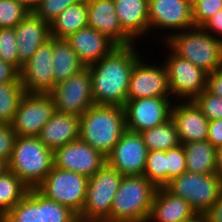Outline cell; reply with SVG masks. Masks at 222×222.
Masks as SVG:
<instances>
[{
	"mask_svg": "<svg viewBox=\"0 0 222 222\" xmlns=\"http://www.w3.org/2000/svg\"><path fill=\"white\" fill-rule=\"evenodd\" d=\"M138 43L117 46L100 61L87 66L91 73L94 104L124 107L127 101L131 72L142 56Z\"/></svg>",
	"mask_w": 222,
	"mask_h": 222,
	"instance_id": "obj_1",
	"label": "cell"
},
{
	"mask_svg": "<svg viewBox=\"0 0 222 222\" xmlns=\"http://www.w3.org/2000/svg\"><path fill=\"white\" fill-rule=\"evenodd\" d=\"M125 131L124 107L94 104L80 116L79 138L105 157Z\"/></svg>",
	"mask_w": 222,
	"mask_h": 222,
	"instance_id": "obj_2",
	"label": "cell"
},
{
	"mask_svg": "<svg viewBox=\"0 0 222 222\" xmlns=\"http://www.w3.org/2000/svg\"><path fill=\"white\" fill-rule=\"evenodd\" d=\"M156 190L144 175L123 176L105 222H147Z\"/></svg>",
	"mask_w": 222,
	"mask_h": 222,
	"instance_id": "obj_3",
	"label": "cell"
},
{
	"mask_svg": "<svg viewBox=\"0 0 222 222\" xmlns=\"http://www.w3.org/2000/svg\"><path fill=\"white\" fill-rule=\"evenodd\" d=\"M53 167V151L38 137L17 136L8 170L30 189H36Z\"/></svg>",
	"mask_w": 222,
	"mask_h": 222,
	"instance_id": "obj_4",
	"label": "cell"
},
{
	"mask_svg": "<svg viewBox=\"0 0 222 222\" xmlns=\"http://www.w3.org/2000/svg\"><path fill=\"white\" fill-rule=\"evenodd\" d=\"M176 55L189 60L207 73L222 66V41L202 27L194 26L173 34L164 42Z\"/></svg>",
	"mask_w": 222,
	"mask_h": 222,
	"instance_id": "obj_5",
	"label": "cell"
},
{
	"mask_svg": "<svg viewBox=\"0 0 222 222\" xmlns=\"http://www.w3.org/2000/svg\"><path fill=\"white\" fill-rule=\"evenodd\" d=\"M165 188L186 200L198 214H205L218 200L222 190V178L214 174H198L185 171L173 178Z\"/></svg>",
	"mask_w": 222,
	"mask_h": 222,
	"instance_id": "obj_6",
	"label": "cell"
},
{
	"mask_svg": "<svg viewBox=\"0 0 222 222\" xmlns=\"http://www.w3.org/2000/svg\"><path fill=\"white\" fill-rule=\"evenodd\" d=\"M87 185L86 176L53 166L36 189L46 198L68 207L79 216L85 203Z\"/></svg>",
	"mask_w": 222,
	"mask_h": 222,
	"instance_id": "obj_7",
	"label": "cell"
},
{
	"mask_svg": "<svg viewBox=\"0 0 222 222\" xmlns=\"http://www.w3.org/2000/svg\"><path fill=\"white\" fill-rule=\"evenodd\" d=\"M123 175L107 163L88 178L86 199L79 218L105 221L111 213L113 199Z\"/></svg>",
	"mask_w": 222,
	"mask_h": 222,
	"instance_id": "obj_8",
	"label": "cell"
},
{
	"mask_svg": "<svg viewBox=\"0 0 222 222\" xmlns=\"http://www.w3.org/2000/svg\"><path fill=\"white\" fill-rule=\"evenodd\" d=\"M166 56L163 64L167 71L168 84L174 101L194 100L206 89L207 72L189 60L176 55L165 43ZM169 53V54H168Z\"/></svg>",
	"mask_w": 222,
	"mask_h": 222,
	"instance_id": "obj_9",
	"label": "cell"
},
{
	"mask_svg": "<svg viewBox=\"0 0 222 222\" xmlns=\"http://www.w3.org/2000/svg\"><path fill=\"white\" fill-rule=\"evenodd\" d=\"M150 32L158 29L162 35L161 43L173 34L194 27L192 19V0H148ZM165 30V31H164Z\"/></svg>",
	"mask_w": 222,
	"mask_h": 222,
	"instance_id": "obj_10",
	"label": "cell"
},
{
	"mask_svg": "<svg viewBox=\"0 0 222 222\" xmlns=\"http://www.w3.org/2000/svg\"><path fill=\"white\" fill-rule=\"evenodd\" d=\"M49 94L54 101L55 110L80 117L94 105L89 68L85 67L79 73L57 83Z\"/></svg>",
	"mask_w": 222,
	"mask_h": 222,
	"instance_id": "obj_11",
	"label": "cell"
},
{
	"mask_svg": "<svg viewBox=\"0 0 222 222\" xmlns=\"http://www.w3.org/2000/svg\"><path fill=\"white\" fill-rule=\"evenodd\" d=\"M50 94L25 93L11 123L17 136L38 137L55 112Z\"/></svg>",
	"mask_w": 222,
	"mask_h": 222,
	"instance_id": "obj_12",
	"label": "cell"
},
{
	"mask_svg": "<svg viewBox=\"0 0 222 222\" xmlns=\"http://www.w3.org/2000/svg\"><path fill=\"white\" fill-rule=\"evenodd\" d=\"M172 97H146L127 100L124 106L126 130L140 133L171 118Z\"/></svg>",
	"mask_w": 222,
	"mask_h": 222,
	"instance_id": "obj_13",
	"label": "cell"
},
{
	"mask_svg": "<svg viewBox=\"0 0 222 222\" xmlns=\"http://www.w3.org/2000/svg\"><path fill=\"white\" fill-rule=\"evenodd\" d=\"M142 54L143 56L136 61L131 72L127 100L172 97L164 64L152 63L151 60L150 63L145 59L144 53Z\"/></svg>",
	"mask_w": 222,
	"mask_h": 222,
	"instance_id": "obj_14",
	"label": "cell"
},
{
	"mask_svg": "<svg viewBox=\"0 0 222 222\" xmlns=\"http://www.w3.org/2000/svg\"><path fill=\"white\" fill-rule=\"evenodd\" d=\"M53 37L45 41L23 64L19 77L26 93L49 94L56 83L53 75Z\"/></svg>",
	"mask_w": 222,
	"mask_h": 222,
	"instance_id": "obj_15",
	"label": "cell"
},
{
	"mask_svg": "<svg viewBox=\"0 0 222 222\" xmlns=\"http://www.w3.org/2000/svg\"><path fill=\"white\" fill-rule=\"evenodd\" d=\"M107 163L106 157L85 141L76 139L53 151V166L92 177Z\"/></svg>",
	"mask_w": 222,
	"mask_h": 222,
	"instance_id": "obj_16",
	"label": "cell"
},
{
	"mask_svg": "<svg viewBox=\"0 0 222 222\" xmlns=\"http://www.w3.org/2000/svg\"><path fill=\"white\" fill-rule=\"evenodd\" d=\"M147 155L142 135L126 130L106 159L107 164L123 176L143 175Z\"/></svg>",
	"mask_w": 222,
	"mask_h": 222,
	"instance_id": "obj_17",
	"label": "cell"
},
{
	"mask_svg": "<svg viewBox=\"0 0 222 222\" xmlns=\"http://www.w3.org/2000/svg\"><path fill=\"white\" fill-rule=\"evenodd\" d=\"M88 27L107 36L117 46L136 42L122 29L113 0H87Z\"/></svg>",
	"mask_w": 222,
	"mask_h": 222,
	"instance_id": "obj_18",
	"label": "cell"
},
{
	"mask_svg": "<svg viewBox=\"0 0 222 222\" xmlns=\"http://www.w3.org/2000/svg\"><path fill=\"white\" fill-rule=\"evenodd\" d=\"M171 118L182 145L207 140L209 120L193 100L174 101Z\"/></svg>",
	"mask_w": 222,
	"mask_h": 222,
	"instance_id": "obj_19",
	"label": "cell"
},
{
	"mask_svg": "<svg viewBox=\"0 0 222 222\" xmlns=\"http://www.w3.org/2000/svg\"><path fill=\"white\" fill-rule=\"evenodd\" d=\"M66 41L86 67L100 61L117 47L107 36L88 26L69 35Z\"/></svg>",
	"mask_w": 222,
	"mask_h": 222,
	"instance_id": "obj_20",
	"label": "cell"
},
{
	"mask_svg": "<svg viewBox=\"0 0 222 222\" xmlns=\"http://www.w3.org/2000/svg\"><path fill=\"white\" fill-rule=\"evenodd\" d=\"M19 55V72L35 51L50 38V27L34 12H30L14 28Z\"/></svg>",
	"mask_w": 222,
	"mask_h": 222,
	"instance_id": "obj_21",
	"label": "cell"
},
{
	"mask_svg": "<svg viewBox=\"0 0 222 222\" xmlns=\"http://www.w3.org/2000/svg\"><path fill=\"white\" fill-rule=\"evenodd\" d=\"M79 136L80 117L56 110L50 120L43 126L38 138L46 147L54 151L79 139Z\"/></svg>",
	"mask_w": 222,
	"mask_h": 222,
	"instance_id": "obj_22",
	"label": "cell"
},
{
	"mask_svg": "<svg viewBox=\"0 0 222 222\" xmlns=\"http://www.w3.org/2000/svg\"><path fill=\"white\" fill-rule=\"evenodd\" d=\"M122 29L140 45L150 34L148 0H113ZM149 33V34H148Z\"/></svg>",
	"mask_w": 222,
	"mask_h": 222,
	"instance_id": "obj_23",
	"label": "cell"
},
{
	"mask_svg": "<svg viewBox=\"0 0 222 222\" xmlns=\"http://www.w3.org/2000/svg\"><path fill=\"white\" fill-rule=\"evenodd\" d=\"M195 214L186 200L173 195L165 187H159L147 222H186Z\"/></svg>",
	"mask_w": 222,
	"mask_h": 222,
	"instance_id": "obj_24",
	"label": "cell"
},
{
	"mask_svg": "<svg viewBox=\"0 0 222 222\" xmlns=\"http://www.w3.org/2000/svg\"><path fill=\"white\" fill-rule=\"evenodd\" d=\"M87 0L67 7L50 24V37L66 39L81 28L88 26Z\"/></svg>",
	"mask_w": 222,
	"mask_h": 222,
	"instance_id": "obj_25",
	"label": "cell"
},
{
	"mask_svg": "<svg viewBox=\"0 0 222 222\" xmlns=\"http://www.w3.org/2000/svg\"><path fill=\"white\" fill-rule=\"evenodd\" d=\"M52 63L56 84L79 73L86 67L66 39L53 38Z\"/></svg>",
	"mask_w": 222,
	"mask_h": 222,
	"instance_id": "obj_26",
	"label": "cell"
},
{
	"mask_svg": "<svg viewBox=\"0 0 222 222\" xmlns=\"http://www.w3.org/2000/svg\"><path fill=\"white\" fill-rule=\"evenodd\" d=\"M183 147L188 172L216 173V148L208 140L186 143Z\"/></svg>",
	"mask_w": 222,
	"mask_h": 222,
	"instance_id": "obj_27",
	"label": "cell"
},
{
	"mask_svg": "<svg viewBox=\"0 0 222 222\" xmlns=\"http://www.w3.org/2000/svg\"><path fill=\"white\" fill-rule=\"evenodd\" d=\"M140 134L142 135L144 144L146 145L148 151H167L181 144L175 122L172 118L163 124L142 131Z\"/></svg>",
	"mask_w": 222,
	"mask_h": 222,
	"instance_id": "obj_28",
	"label": "cell"
},
{
	"mask_svg": "<svg viewBox=\"0 0 222 222\" xmlns=\"http://www.w3.org/2000/svg\"><path fill=\"white\" fill-rule=\"evenodd\" d=\"M29 189L10 170L0 176V219L27 195Z\"/></svg>",
	"mask_w": 222,
	"mask_h": 222,
	"instance_id": "obj_29",
	"label": "cell"
},
{
	"mask_svg": "<svg viewBox=\"0 0 222 222\" xmlns=\"http://www.w3.org/2000/svg\"><path fill=\"white\" fill-rule=\"evenodd\" d=\"M1 222H41L40 192L29 189L27 195L18 202L2 219Z\"/></svg>",
	"mask_w": 222,
	"mask_h": 222,
	"instance_id": "obj_30",
	"label": "cell"
},
{
	"mask_svg": "<svg viewBox=\"0 0 222 222\" xmlns=\"http://www.w3.org/2000/svg\"><path fill=\"white\" fill-rule=\"evenodd\" d=\"M26 92L21 82L0 84V124H11Z\"/></svg>",
	"mask_w": 222,
	"mask_h": 222,
	"instance_id": "obj_31",
	"label": "cell"
},
{
	"mask_svg": "<svg viewBox=\"0 0 222 222\" xmlns=\"http://www.w3.org/2000/svg\"><path fill=\"white\" fill-rule=\"evenodd\" d=\"M143 175L157 188L167 185V151H148Z\"/></svg>",
	"mask_w": 222,
	"mask_h": 222,
	"instance_id": "obj_32",
	"label": "cell"
},
{
	"mask_svg": "<svg viewBox=\"0 0 222 222\" xmlns=\"http://www.w3.org/2000/svg\"><path fill=\"white\" fill-rule=\"evenodd\" d=\"M78 216L68 207L46 198L40 193L41 222H74Z\"/></svg>",
	"mask_w": 222,
	"mask_h": 222,
	"instance_id": "obj_33",
	"label": "cell"
},
{
	"mask_svg": "<svg viewBox=\"0 0 222 222\" xmlns=\"http://www.w3.org/2000/svg\"><path fill=\"white\" fill-rule=\"evenodd\" d=\"M29 13L17 0H0V28H15Z\"/></svg>",
	"mask_w": 222,
	"mask_h": 222,
	"instance_id": "obj_34",
	"label": "cell"
},
{
	"mask_svg": "<svg viewBox=\"0 0 222 222\" xmlns=\"http://www.w3.org/2000/svg\"><path fill=\"white\" fill-rule=\"evenodd\" d=\"M14 28H0V59L19 72V55Z\"/></svg>",
	"mask_w": 222,
	"mask_h": 222,
	"instance_id": "obj_35",
	"label": "cell"
},
{
	"mask_svg": "<svg viewBox=\"0 0 222 222\" xmlns=\"http://www.w3.org/2000/svg\"><path fill=\"white\" fill-rule=\"evenodd\" d=\"M221 9L222 0H192V19L194 25L202 27Z\"/></svg>",
	"mask_w": 222,
	"mask_h": 222,
	"instance_id": "obj_36",
	"label": "cell"
},
{
	"mask_svg": "<svg viewBox=\"0 0 222 222\" xmlns=\"http://www.w3.org/2000/svg\"><path fill=\"white\" fill-rule=\"evenodd\" d=\"M193 101L209 121L222 119L221 97L215 96L205 89Z\"/></svg>",
	"mask_w": 222,
	"mask_h": 222,
	"instance_id": "obj_37",
	"label": "cell"
},
{
	"mask_svg": "<svg viewBox=\"0 0 222 222\" xmlns=\"http://www.w3.org/2000/svg\"><path fill=\"white\" fill-rule=\"evenodd\" d=\"M81 0H40L38 7L33 11L44 22L50 24L67 7Z\"/></svg>",
	"mask_w": 222,
	"mask_h": 222,
	"instance_id": "obj_38",
	"label": "cell"
},
{
	"mask_svg": "<svg viewBox=\"0 0 222 222\" xmlns=\"http://www.w3.org/2000/svg\"><path fill=\"white\" fill-rule=\"evenodd\" d=\"M186 169L185 150L182 144L167 150V184L175 177H178Z\"/></svg>",
	"mask_w": 222,
	"mask_h": 222,
	"instance_id": "obj_39",
	"label": "cell"
},
{
	"mask_svg": "<svg viewBox=\"0 0 222 222\" xmlns=\"http://www.w3.org/2000/svg\"><path fill=\"white\" fill-rule=\"evenodd\" d=\"M16 137L11 124H0V159L9 162Z\"/></svg>",
	"mask_w": 222,
	"mask_h": 222,
	"instance_id": "obj_40",
	"label": "cell"
},
{
	"mask_svg": "<svg viewBox=\"0 0 222 222\" xmlns=\"http://www.w3.org/2000/svg\"><path fill=\"white\" fill-rule=\"evenodd\" d=\"M206 90L222 98V66L207 74Z\"/></svg>",
	"mask_w": 222,
	"mask_h": 222,
	"instance_id": "obj_41",
	"label": "cell"
},
{
	"mask_svg": "<svg viewBox=\"0 0 222 222\" xmlns=\"http://www.w3.org/2000/svg\"><path fill=\"white\" fill-rule=\"evenodd\" d=\"M202 28L213 37L222 41V9L215 13Z\"/></svg>",
	"mask_w": 222,
	"mask_h": 222,
	"instance_id": "obj_42",
	"label": "cell"
},
{
	"mask_svg": "<svg viewBox=\"0 0 222 222\" xmlns=\"http://www.w3.org/2000/svg\"><path fill=\"white\" fill-rule=\"evenodd\" d=\"M207 140L215 148L222 146V119H214L209 121Z\"/></svg>",
	"mask_w": 222,
	"mask_h": 222,
	"instance_id": "obj_43",
	"label": "cell"
},
{
	"mask_svg": "<svg viewBox=\"0 0 222 222\" xmlns=\"http://www.w3.org/2000/svg\"><path fill=\"white\" fill-rule=\"evenodd\" d=\"M6 82H21L19 72L10 64L0 59V84Z\"/></svg>",
	"mask_w": 222,
	"mask_h": 222,
	"instance_id": "obj_44",
	"label": "cell"
},
{
	"mask_svg": "<svg viewBox=\"0 0 222 222\" xmlns=\"http://www.w3.org/2000/svg\"><path fill=\"white\" fill-rule=\"evenodd\" d=\"M205 214L208 216L210 222H222V190L218 200Z\"/></svg>",
	"mask_w": 222,
	"mask_h": 222,
	"instance_id": "obj_45",
	"label": "cell"
},
{
	"mask_svg": "<svg viewBox=\"0 0 222 222\" xmlns=\"http://www.w3.org/2000/svg\"><path fill=\"white\" fill-rule=\"evenodd\" d=\"M216 174L222 178V146L216 148Z\"/></svg>",
	"mask_w": 222,
	"mask_h": 222,
	"instance_id": "obj_46",
	"label": "cell"
},
{
	"mask_svg": "<svg viewBox=\"0 0 222 222\" xmlns=\"http://www.w3.org/2000/svg\"><path fill=\"white\" fill-rule=\"evenodd\" d=\"M23 4L30 12H33L39 5L40 0H17Z\"/></svg>",
	"mask_w": 222,
	"mask_h": 222,
	"instance_id": "obj_47",
	"label": "cell"
},
{
	"mask_svg": "<svg viewBox=\"0 0 222 222\" xmlns=\"http://www.w3.org/2000/svg\"><path fill=\"white\" fill-rule=\"evenodd\" d=\"M186 222H210L206 214L196 213L191 219Z\"/></svg>",
	"mask_w": 222,
	"mask_h": 222,
	"instance_id": "obj_48",
	"label": "cell"
},
{
	"mask_svg": "<svg viewBox=\"0 0 222 222\" xmlns=\"http://www.w3.org/2000/svg\"><path fill=\"white\" fill-rule=\"evenodd\" d=\"M8 171V162L0 159V176Z\"/></svg>",
	"mask_w": 222,
	"mask_h": 222,
	"instance_id": "obj_49",
	"label": "cell"
},
{
	"mask_svg": "<svg viewBox=\"0 0 222 222\" xmlns=\"http://www.w3.org/2000/svg\"><path fill=\"white\" fill-rule=\"evenodd\" d=\"M74 222H105V221H101V220H83V219L78 217Z\"/></svg>",
	"mask_w": 222,
	"mask_h": 222,
	"instance_id": "obj_50",
	"label": "cell"
}]
</instances>
